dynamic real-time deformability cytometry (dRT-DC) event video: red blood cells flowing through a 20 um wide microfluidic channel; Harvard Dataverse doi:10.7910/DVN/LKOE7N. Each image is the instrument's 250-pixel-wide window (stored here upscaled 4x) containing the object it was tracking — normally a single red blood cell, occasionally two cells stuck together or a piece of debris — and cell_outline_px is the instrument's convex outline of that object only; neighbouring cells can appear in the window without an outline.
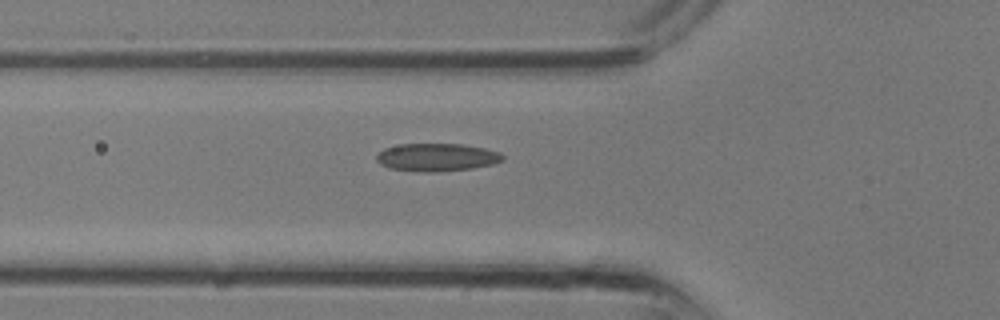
{"species": "common noctule bat (a hibernating species)", "species_latin": "Nyctalus noctula", "temperature_condition": "room temperature", "stored_images_in_passage": 30, "camera_frame_rate_fps": 3000, "um_per_image_px": 0.085, "animal": {"sex": "male", "body_mass_g": 13.3}, "frame": {"image": 1, "passage_image": 11, "time_ms": 3.333, "image_size_px": [1000, 320], "cell_outline_px": [[504, 160], [492, 164], [472, 168], [432, 172], [420, 172], [388, 168], [380, 164], [376, 160], [376, 156], [384, 148], [400, 144], [464, 144], [484, 148], [500, 152], [504, 156]], "centroid_in_image_um": [37.12, 13.37], "position_along_channel_um": 88.7, "area_um2": 20.52}}
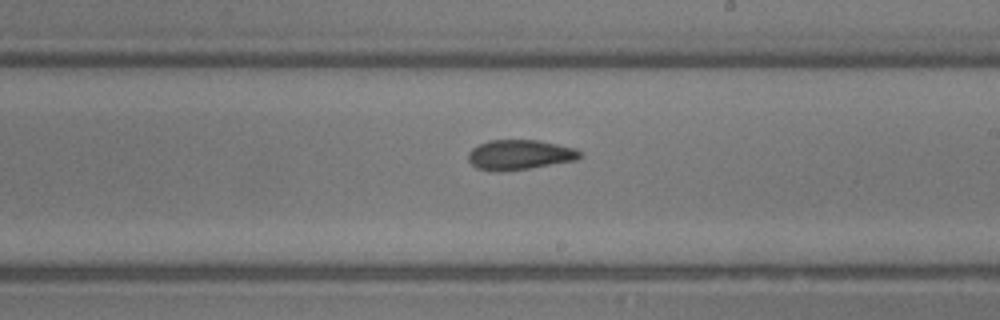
{"frame": {"image": 2, "passage_image": 18, "time_ms": 5.667, "image_size_px": [1000, 320], "cell_outline_px": [[584, 156], [576, 160], [528, 168], [500, 172], [488, 172], [476, 168], [468, 160], [468, 152], [472, 148], [488, 140], [536, 140], [576, 148]], "centroid_in_image_um": [44.14, 13.16], "position_along_channel_um": 244.9, "area_um2": 19.59}}
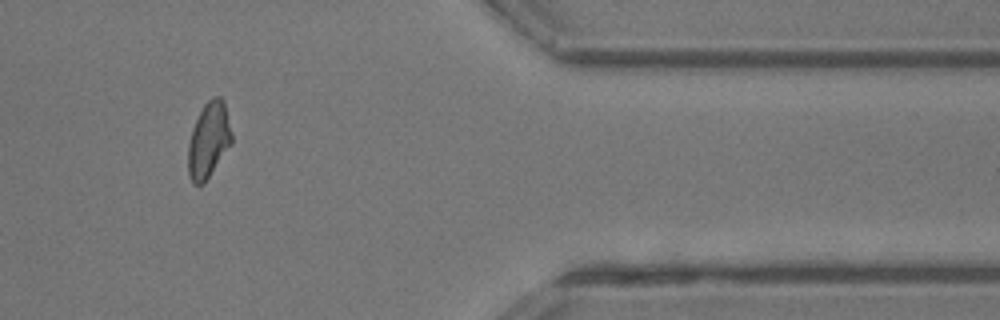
{"frame": {"image": 3, "passage_image": 26, "time_ms": 8.333, "image_size_px": [1000, 320], "cell_outline_px": [[232, 144], [204, 184], [192, 184], [188, 176], [188, 144], [192, 128], [204, 104], [208, 100], [216, 96], [220, 96], [224, 100], [232, 132]], "centroid_in_image_um": [17.74, 11.93], "position_along_channel_um": 393.7, "area_um2": 19.42}}